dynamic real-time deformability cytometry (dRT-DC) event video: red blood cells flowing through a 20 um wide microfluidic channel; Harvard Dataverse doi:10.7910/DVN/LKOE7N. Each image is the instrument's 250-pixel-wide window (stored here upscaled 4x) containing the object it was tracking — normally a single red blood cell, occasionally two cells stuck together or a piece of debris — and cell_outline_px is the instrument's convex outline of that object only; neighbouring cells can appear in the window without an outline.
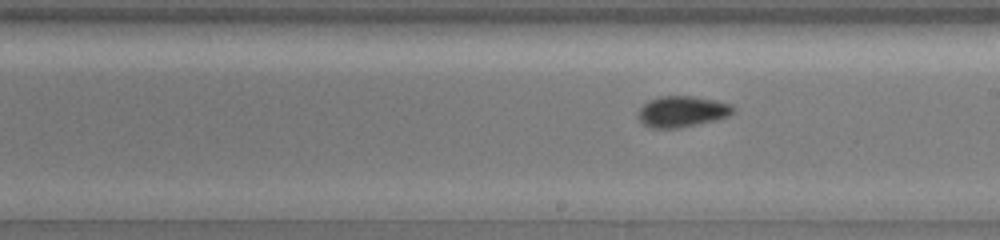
{"species": "common noctule bat (a hibernating species)", "species_latin": "Nyctalus noctula", "temperature_condition": "warm", "stored_images_in_passage": 50, "camera_frame_rate_fps": 3000, "um_per_image_px": 0.085, "animal": {"sex": "female", "body_mass_g": 19.5, "forearm_length_mm": 54.1}, "frame": {"image": 1, "passage_image": 36, "time_ms": 11.667, "image_size_px": [1000, 240], "cell_outline_px": [[732, 112], [724, 116], [712, 120], [676, 128], [652, 128], [644, 124], [640, 120], [640, 108], [648, 100], [660, 96], [692, 96], [716, 100], [732, 104]], "centroid_in_image_um": [57.93, 9.46], "position_along_channel_um": 231.1, "area_um2": 16.59}}
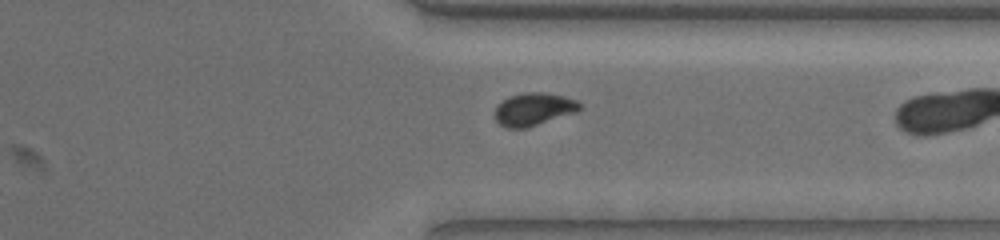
{"frame": {"image": 2, "passage_image": 48, "time_ms": 15.667, "image_size_px": [1000, 240], "cell_outline_px": [[584, 108], [576, 112], [524, 128], [508, 128], [500, 124], [496, 120], [496, 104], [508, 96], [524, 92], [544, 92], [564, 96], [576, 100], [584, 104]], "centroid_in_image_um": [45.39, 9.25], "position_along_channel_um": 366.0, "area_um2": 16.24}}